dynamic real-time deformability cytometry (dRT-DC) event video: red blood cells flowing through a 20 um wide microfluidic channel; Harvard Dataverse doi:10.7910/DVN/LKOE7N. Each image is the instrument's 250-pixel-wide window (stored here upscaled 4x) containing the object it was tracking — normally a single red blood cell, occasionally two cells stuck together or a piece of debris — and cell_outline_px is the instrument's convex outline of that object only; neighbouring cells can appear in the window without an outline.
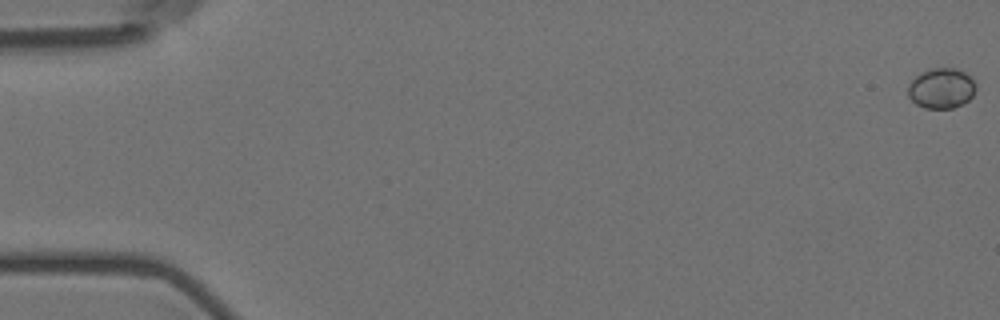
{"species": "Egyptian fruit bat (a non-hibernating species)", "species_latin": "Rousettus aegyptiacus", "temperature_condition": "room temperature", "stored_images_in_passage": 4, "camera_frame_rate_fps": 3000, "um_per_image_px": 0.085, "animal": {"sex": "female"}, "frame": {"image": 1, "passage_image": 1, "time_ms": 0.0, "image_size_px": [1000, 320], "cell_outline_px": [[976, 88], [972, 96], [968, 100], [952, 108], [924, 108], [916, 104], [908, 96], [908, 84], [916, 76], [932, 68], [956, 68], [964, 72], [976, 84]], "centroid_in_image_um": [80.0, 7.51], "position_along_channel_um": 5.0, "area_um2": 15.72}}